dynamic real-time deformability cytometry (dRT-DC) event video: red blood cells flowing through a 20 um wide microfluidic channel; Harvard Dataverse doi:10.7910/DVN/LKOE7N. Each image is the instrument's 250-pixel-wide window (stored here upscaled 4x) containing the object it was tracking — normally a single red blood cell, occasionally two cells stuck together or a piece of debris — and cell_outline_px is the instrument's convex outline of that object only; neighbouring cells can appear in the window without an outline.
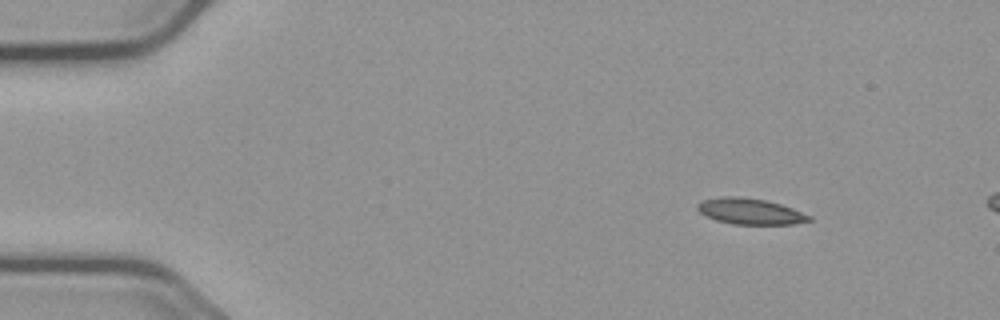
{"species": "common noctule bat (a hibernating species)", "species_latin": "Nyctalus noctula", "temperature_condition": "cold", "stored_images_in_passage": 51, "camera_frame_rate_fps": 3000, "um_per_image_px": 0.085, "animal": {"sex": "male", "body_mass_g": 23.1, "forearm_length_mm": 52.7}, "frame": {"image": 1, "passage_image": 1, "time_ms": 0.0, "image_size_px": [1000, 320], "cell_outline_px": [[812, 220], [792, 224], [732, 224], [716, 220], [700, 212], [696, 208], [696, 204], [700, 200], [720, 196], [736, 196], [768, 200], [792, 208], [812, 216]], "centroid_in_image_um": [63.74, 17.95], "position_along_channel_um": 21.3, "area_um2": 16.99}}
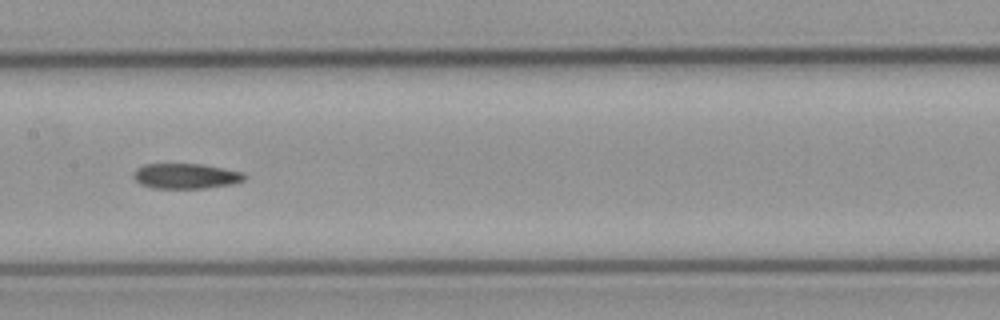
{"frame": {"image": 2, "passage_image": 22, "time_ms": 7.0, "image_size_px": [1000, 320], "cell_outline_px": [[248, 176], [244, 180], [232, 184], [204, 188], [152, 188], [140, 184], [132, 176], [136, 168], [144, 164], [204, 164], [244, 172]], "centroid_in_image_um": [15.81, 14.96], "position_along_channel_um": 191.6, "area_um2": 16.47}}
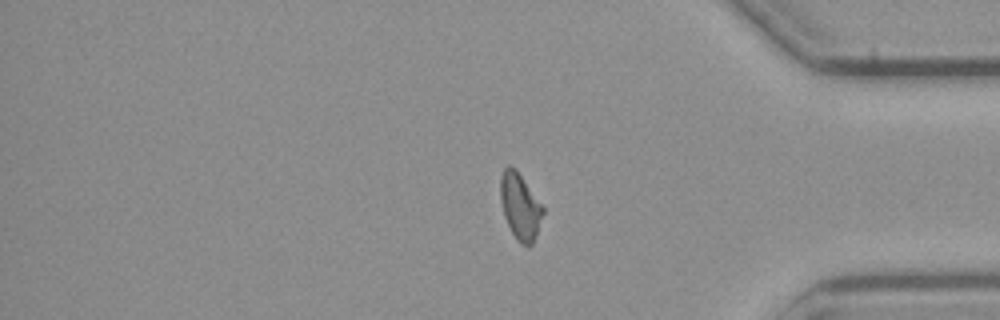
{"frame": {"image": 3, "passage_image": 40, "time_ms": 13.0, "image_size_px": [1000, 320], "cell_outline_px": [[544, 212], [532, 244], [528, 248], [520, 244], [516, 240], [504, 216], [500, 200], [500, 176], [504, 168], [508, 164], [516, 168], [544, 208]], "centroid_in_image_um": [44.19, 17.53], "position_along_channel_um": 391.0, "area_um2": 16.47}, "authors_computed_cell_mechanics": {"area_um2": 16.5886, "velocity_mm_per_s": 3.6879, "shape_relaxation_time_tau1_ms": null, "shape_relaxation_time_tau2_ms": 8.5174, "deformation_change_tau1": null, "deformation_change_tau2": 0.1557}}